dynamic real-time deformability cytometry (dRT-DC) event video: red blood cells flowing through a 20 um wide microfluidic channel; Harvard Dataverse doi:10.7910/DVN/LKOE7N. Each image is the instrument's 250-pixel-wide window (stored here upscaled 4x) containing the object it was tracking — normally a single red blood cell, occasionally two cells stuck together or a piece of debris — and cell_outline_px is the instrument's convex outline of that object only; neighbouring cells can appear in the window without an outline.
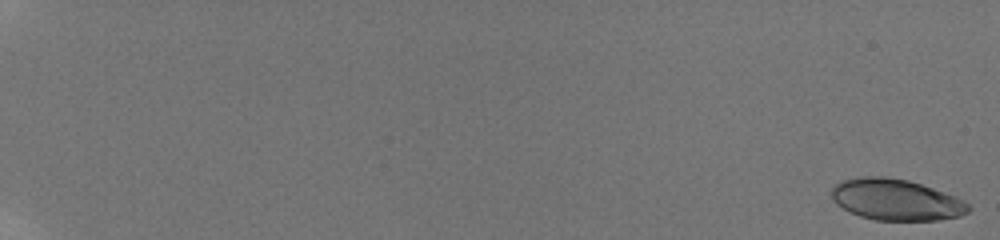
{"species": "human", "species_latin": "Homo sapiens", "temperature_condition": "room temperature", "stored_images_in_passage": 35, "camera_frame_rate_fps": 3000, "um_per_image_px": 0.085, "donor": {"sex": "male"}, "frame": {"image": 1, "passage_image": 1, "time_ms": 0.0, "image_size_px": [1000, 240], "cell_outline_px": [[972, 208], [968, 212], [960, 216], [940, 220], [876, 220], [860, 216], [836, 204], [832, 200], [832, 188], [836, 184], [844, 180], [860, 176], [884, 176], [908, 180], [956, 196], [964, 200]], "centroid_in_image_um": [76.18, 16.97], "position_along_channel_um": 8.8, "area_um2": 32.83}}
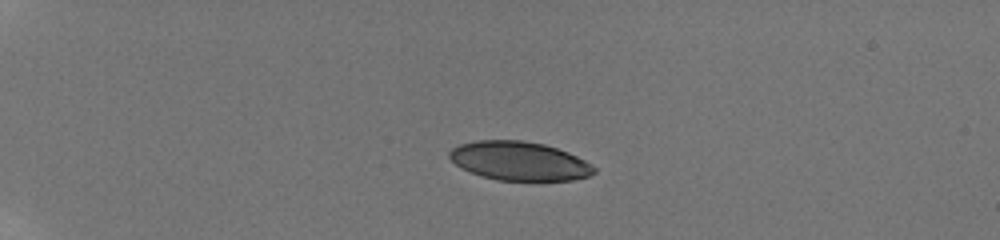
{"frame": {"image": 2, "passage_image": 25, "time_ms": 5.333, "image_size_px": [1000, 240], "cell_outline_px": [[596, 172], [588, 176], [572, 180], [496, 180], [480, 176], [460, 168], [448, 156], [448, 152], [452, 148], [460, 144], [476, 140], [520, 140], [544, 144], [568, 152], [592, 164], [596, 168]], "centroid_in_image_um": [44.12, 13.68], "position_along_channel_um": 40.9, "area_um2": 32.77}}